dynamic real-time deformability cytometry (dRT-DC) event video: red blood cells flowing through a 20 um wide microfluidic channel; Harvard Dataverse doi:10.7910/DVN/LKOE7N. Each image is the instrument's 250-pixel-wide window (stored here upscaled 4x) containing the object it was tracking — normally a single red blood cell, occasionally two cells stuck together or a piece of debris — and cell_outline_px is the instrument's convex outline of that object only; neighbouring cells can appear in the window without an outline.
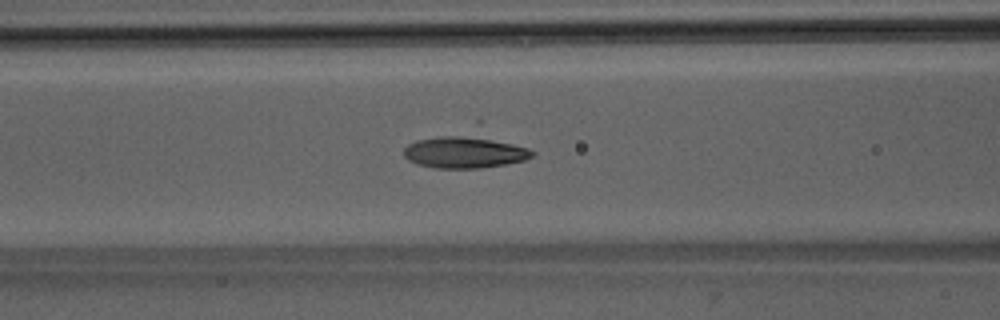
{"species": "Egyptian fruit bat (a non-hibernating species)", "species_latin": "Rousettus aegyptiacus", "temperature_condition": "room temperature", "stored_images_in_passage": 52, "camera_frame_rate_fps": 3000, "um_per_image_px": 0.085, "animal": {"sex": "male"}, "frame": {"image": 1, "passage_image": 22, "time_ms": 7.0, "image_size_px": [1000, 320], "cell_outline_px": [[536, 152], [532, 156], [524, 160], [504, 164], [480, 168], [436, 168], [416, 164], [408, 160], [404, 156], [404, 148], [408, 144], [416, 140], [440, 136], [480, 136], [528, 148]], "centroid_in_image_um": [39.45, 12.94], "position_along_channel_um": 127.1, "area_um2": 23.52}}
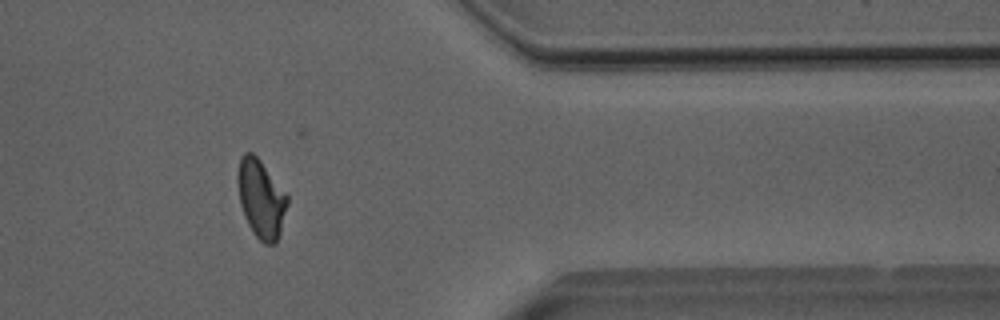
{"frame": {"image": 2, "passage_image": 43, "time_ms": 14.0, "image_size_px": [1000, 320], "cell_outline_px": [[288, 204], [280, 232], [276, 244], [264, 244], [252, 232], [244, 216], [240, 204], [236, 180], [236, 176], [240, 156], [244, 152], [252, 152], [260, 160], [288, 196]], "centroid_in_image_um": [22.16, 16.89], "position_along_channel_um": 389.2, "area_um2": 22.77}}
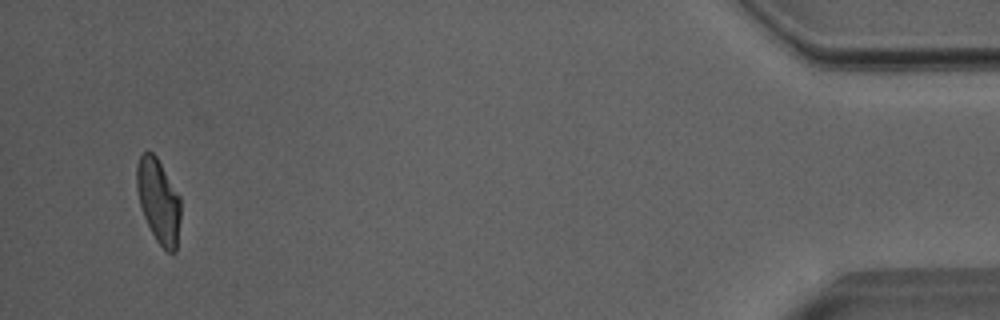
{"frame": {"image": 3, "passage_image": 50, "time_ms": 16.333, "image_size_px": [1000, 320], "cell_outline_px": [[180, 220], [176, 252], [168, 252], [156, 240], [140, 208], [136, 188], [136, 168], [140, 156], [144, 152], [152, 152], [156, 156], [180, 196]], "centroid_in_image_um": [13.47, 17.07], "position_along_channel_um": 421.7, "area_um2": 21.44}}